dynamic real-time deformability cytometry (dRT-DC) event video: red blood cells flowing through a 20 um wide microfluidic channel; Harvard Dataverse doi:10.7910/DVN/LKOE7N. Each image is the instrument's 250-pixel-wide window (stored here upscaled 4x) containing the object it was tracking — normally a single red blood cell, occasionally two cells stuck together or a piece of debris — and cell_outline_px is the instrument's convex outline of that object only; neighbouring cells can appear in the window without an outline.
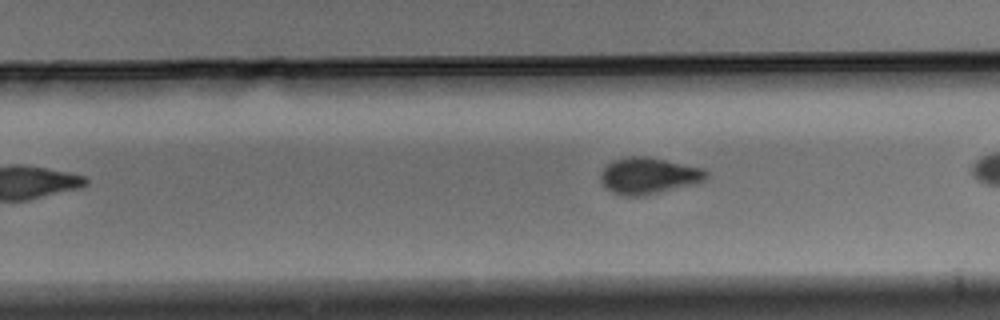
{"species": "Egyptian fruit bat (a non-hibernating species)", "species_latin": "Rousettus aegyptiacus", "temperature_condition": "warm", "stored_images_in_passage": 8, "camera_frame_rate_fps": 3000, "um_per_image_px": 0.085, "animal": {"sex": "male"}, "frame": {"image": 1, "passage_image": 8, "time_ms": 2.333, "image_size_px": [1000, 320], "cell_outline_px": [[708, 176], [700, 184], [636, 196], [628, 196], [612, 192], [600, 180], [600, 172], [612, 160], [628, 156], [644, 156], [704, 168], [708, 172]], "centroid_in_image_um": [55.16, 14.93], "position_along_channel_um": 274.6, "area_um2": 22.31}}